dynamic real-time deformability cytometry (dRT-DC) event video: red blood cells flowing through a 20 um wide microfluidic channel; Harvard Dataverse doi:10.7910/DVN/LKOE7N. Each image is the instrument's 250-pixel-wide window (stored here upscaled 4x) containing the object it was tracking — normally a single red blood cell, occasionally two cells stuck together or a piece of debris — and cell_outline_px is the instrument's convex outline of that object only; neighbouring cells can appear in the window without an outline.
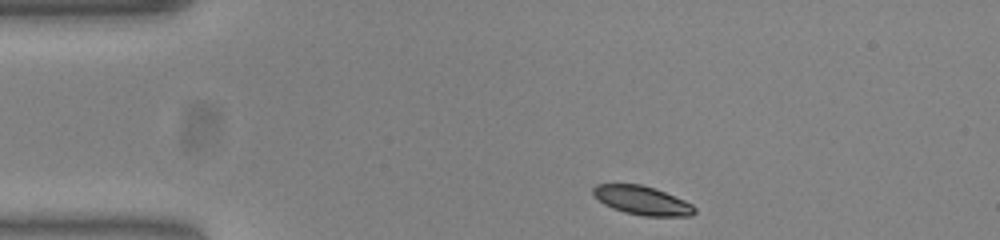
{"species": "common noctule bat (a hibernating species)", "species_latin": "Nyctalus noctula", "temperature_condition": "warm", "stored_images_in_passage": 45, "camera_frame_rate_fps": 3000, "um_per_image_px": 0.085, "animal": {"sex": "female", "body_mass_g": 23.0, "forearm_length_mm": 53.4}, "frame": {"image": 1, "passage_image": 1, "time_ms": 0.0, "image_size_px": [1000, 240], "cell_outline_px": [[696, 212], [692, 216], [644, 216], [624, 212], [612, 208], [604, 204], [592, 192], [592, 188], [596, 184], [640, 184], [664, 192], [684, 200], [692, 204], [696, 208]], "centroid_in_image_um": [54.6, 17.05], "position_along_channel_um": 30.4, "area_um2": 16.88}}
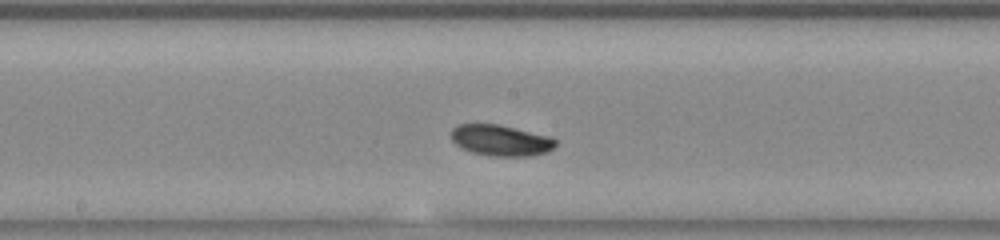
{"frame": {"image": 2, "passage_image": 19, "time_ms": 6.0, "image_size_px": [1000, 240], "cell_outline_px": [[556, 144], [548, 152], [532, 156], [492, 156], [472, 152], [456, 144], [452, 140], [452, 128], [460, 124], [500, 124], [552, 136], [556, 140]], "centroid_in_image_um": [42.62, 11.92], "position_along_channel_um": 205.6, "area_um2": 18.96}}
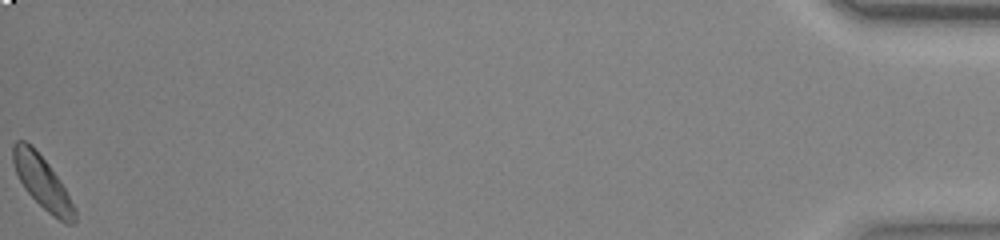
{"frame": {"image": 3, "passage_image": 45, "time_ms": 14.667, "image_size_px": [1000, 240], "cell_outline_px": [[76, 224], [64, 224], [52, 216], [24, 188], [16, 172], [12, 160], [12, 144], [16, 140], [24, 140], [32, 144], [48, 164], [60, 180], [76, 208]], "centroid_in_image_um": [3.61, 15.5], "position_along_channel_um": 431.6, "area_um2": 19.02}, "authors_computed_cell_mechanics": {"area_um2": 18.4382, "velocity_mm_per_s": 3.8046, "shape_relaxation_time_tau1_ms": 2.7829, "shape_relaxation_time_tau2_ms": null, "deformation_change_tau1": 0.0988, "deformation_change_tau2": null}}